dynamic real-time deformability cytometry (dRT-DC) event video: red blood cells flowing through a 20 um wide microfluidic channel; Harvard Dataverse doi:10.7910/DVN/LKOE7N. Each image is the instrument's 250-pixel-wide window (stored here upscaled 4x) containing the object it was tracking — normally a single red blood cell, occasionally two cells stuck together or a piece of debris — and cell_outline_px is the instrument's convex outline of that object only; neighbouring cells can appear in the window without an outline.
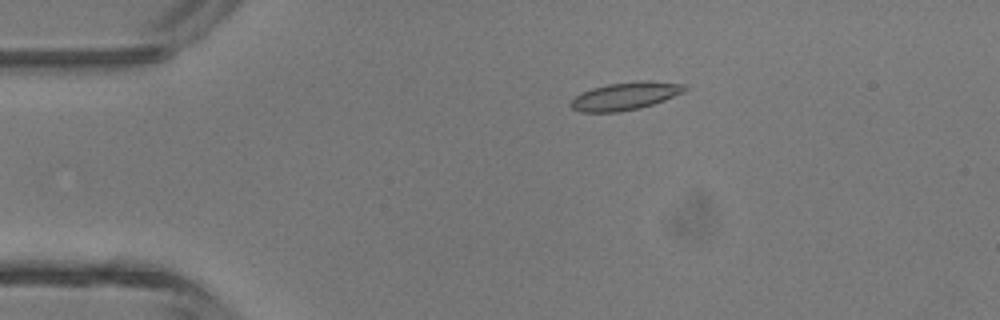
{"species": "common noctule bat (a hibernating species)", "species_latin": "Nyctalus noctula", "temperature_condition": "room temperature", "stored_images_in_passage": 4, "camera_frame_rate_fps": 3000, "um_per_image_px": 0.085, "animal": {"sex": "male", "body_mass_g": 13.3}, "frame": {"image": 1, "passage_image": 3, "time_ms": 0.667, "image_size_px": [1000, 320], "cell_outline_px": [[688, 88], [684, 92], [664, 100], [640, 108], [620, 112], [580, 112], [572, 108], [568, 104], [580, 92], [592, 88], [608, 84], [640, 80], [648, 80], [684, 84]], "centroid_in_image_um": [53.14, 8.16], "position_along_channel_um": 31.9, "area_um2": 18.55}}